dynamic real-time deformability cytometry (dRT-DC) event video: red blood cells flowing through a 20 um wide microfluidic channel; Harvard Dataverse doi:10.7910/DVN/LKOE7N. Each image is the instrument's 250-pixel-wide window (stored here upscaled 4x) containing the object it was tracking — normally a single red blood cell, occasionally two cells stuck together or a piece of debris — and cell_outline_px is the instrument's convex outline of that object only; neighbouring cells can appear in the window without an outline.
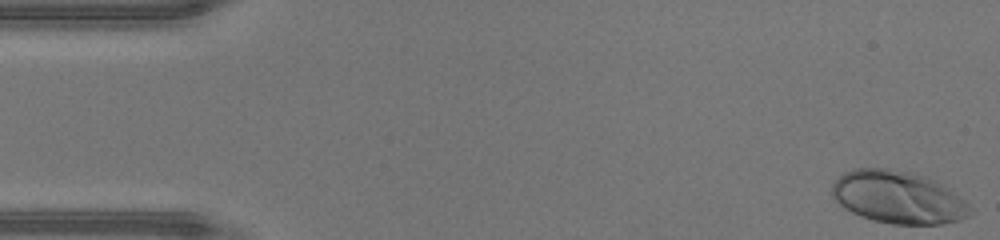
{"species": "human", "species_latin": "Homo sapiens", "temperature_condition": "warm", "stored_images_in_passage": 40, "camera_frame_rate_fps": 3000, "um_per_image_px": 0.085, "donor": {"sex": "male"}, "frame": {"image": 1, "passage_image": 1, "time_ms": 0.0, "image_size_px": [1000, 240], "cell_outline_px": [[972, 212], [968, 216], [960, 220], [940, 224], [892, 224], [872, 220], [860, 216], [844, 208], [832, 200], [832, 184], [844, 172], [856, 168], [888, 168], [912, 172], [936, 180], [964, 200], [972, 208]], "centroid_in_image_um": [76.32, 16.77], "position_along_channel_um": 8.7, "area_um2": 42.48}}
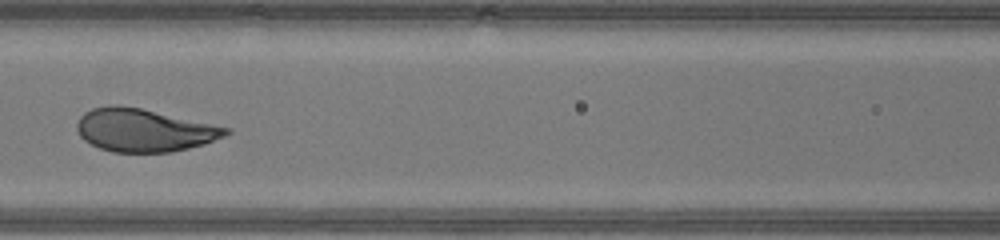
{"frame": {"image": 2, "passage_image": 20, "time_ms": 6.333, "image_size_px": [1000, 240], "cell_outline_px": [[232, 132], [224, 136], [204, 144], [172, 152], [112, 152], [100, 148], [84, 140], [80, 136], [76, 128], [76, 124], [80, 116], [84, 112], [92, 108], [108, 104], [120, 104], [140, 108], [232, 128]], "centroid_in_image_um": [12.22, 11.05], "position_along_channel_um": 154.4, "area_um2": 37.4}}
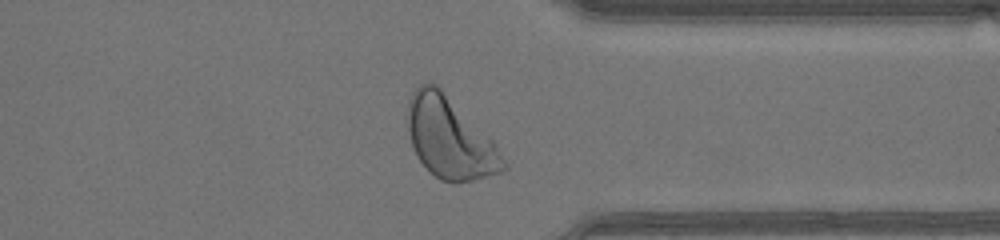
{"frame": {"image": 3, "passage_image": 35, "time_ms": 11.333, "image_size_px": [1000, 240], "cell_outline_px": [[508, 168], [500, 172], [472, 180], [456, 184], [440, 180], [428, 172], [416, 156], [408, 132], [408, 100], [412, 92], [420, 84], [428, 80], [436, 84], [492, 140], [508, 164]], "centroid_in_image_um": [38.2, 11.75], "position_along_channel_um": 373.2, "area_um2": 45.08}, "authors_computed_cell_mechanics": {"area_um2": 38.3214, "velocity_mm_per_s": 4.4799, "shape_relaxation_time_tau1_ms": 1.4638, "shape_relaxation_time_tau2_ms": null, "deformation_change_tau1": 0.1521, "deformation_change_tau2": null}}